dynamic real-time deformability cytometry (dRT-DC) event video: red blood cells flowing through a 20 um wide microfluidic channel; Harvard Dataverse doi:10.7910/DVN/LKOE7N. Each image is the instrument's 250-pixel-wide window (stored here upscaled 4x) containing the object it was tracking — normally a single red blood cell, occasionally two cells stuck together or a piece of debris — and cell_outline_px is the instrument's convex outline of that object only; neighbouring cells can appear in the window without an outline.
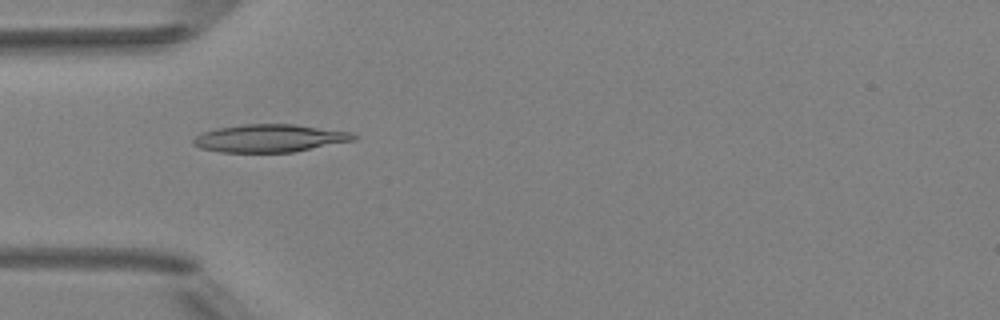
{"species": "Egyptian fruit bat (a non-hibernating species)", "species_latin": "Rousettus aegyptiacus", "temperature_condition": "room temperature", "stored_images_in_passage": 3, "camera_frame_rate_fps": 3000, "um_per_image_px": 0.085, "animal": {"sex": "female"}, "frame": {"image": 1, "passage_image": 1, "time_ms": 0.0, "image_size_px": [1000, 320], "cell_outline_px": [[360, 136], [356, 140], [292, 152], [220, 152], [200, 148], [192, 144], [192, 140], [196, 136], [204, 132], [216, 128], [244, 124], [292, 124], [352, 132]], "centroid_in_image_um": [22.94, 11.75], "position_along_channel_um": 62.1, "area_um2": 25.95}}
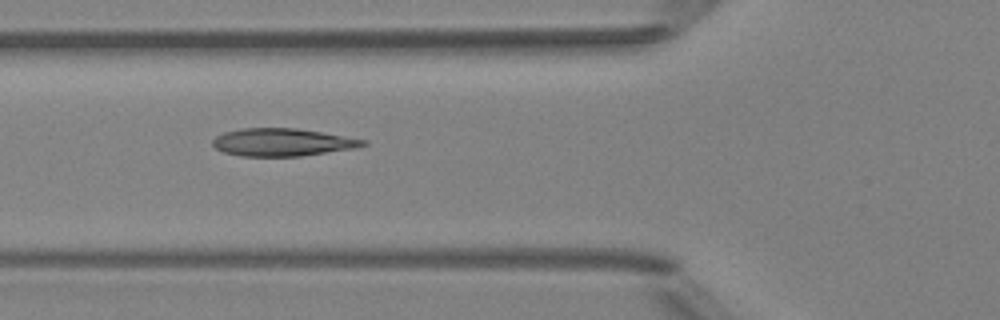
{"frame": {"image": 2, "passage_image": 2, "time_ms": 1.0, "image_size_px": [1000, 320], "cell_outline_px": [[368, 144], [356, 148], [300, 156], [240, 156], [224, 152], [216, 148], [212, 144], [212, 140], [216, 136], [224, 132], [240, 128], [296, 128], [368, 140]], "centroid_in_image_um": [23.99, 12.09], "position_along_channel_um": 101.8, "area_um2": 24.22}}
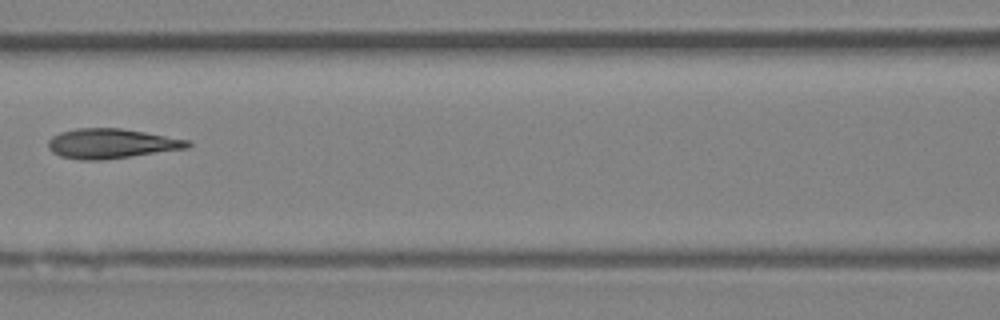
{"frame": {"image": 3, "passage_image": 3, "time_ms": 2.333, "image_size_px": [1000, 320], "cell_outline_px": [[192, 144], [188, 148], [100, 160], [80, 160], [60, 156], [52, 152], [48, 148], [48, 140], [52, 136], [60, 132], [76, 128], [120, 128], [192, 140]], "centroid_in_image_um": [9.45, 12.19], "position_along_channel_um": 157.1, "area_um2": 24.16}}